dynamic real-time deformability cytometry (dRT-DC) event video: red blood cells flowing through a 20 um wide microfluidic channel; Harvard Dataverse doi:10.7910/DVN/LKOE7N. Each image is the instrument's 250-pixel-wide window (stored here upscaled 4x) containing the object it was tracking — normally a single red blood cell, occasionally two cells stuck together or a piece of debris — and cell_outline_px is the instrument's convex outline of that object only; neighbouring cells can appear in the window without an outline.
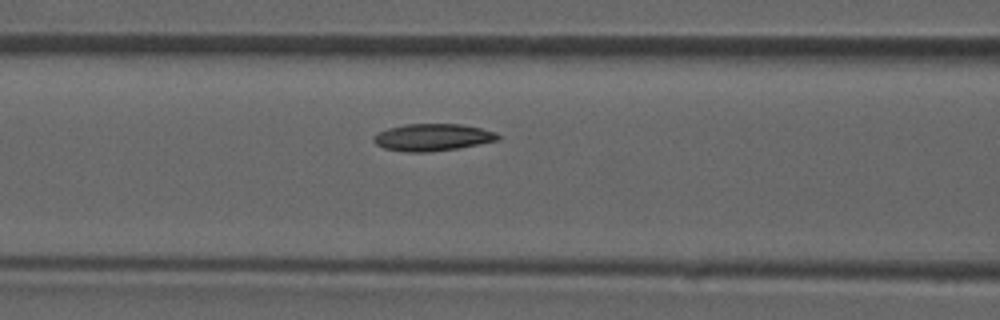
{"species": "common noctule bat (a hibernating species)", "species_latin": "Nyctalus noctula", "temperature_condition": "room temperature", "stored_images_in_passage": 34, "camera_frame_rate_fps": 3000, "um_per_image_px": 0.085, "animal": {"sex": "male", "forearm_length_mm": 52.5}, "frame": {"image": 1, "passage_image": 15, "time_ms": 4.667, "image_size_px": [1000, 320], "cell_outline_px": [[500, 140], [460, 148], [428, 152], [408, 152], [384, 148], [376, 144], [372, 140], [372, 136], [388, 128], [404, 124], [460, 124], [480, 128], [496, 132], [500, 136]], "centroid_in_image_um": [36.78, 11.67], "position_along_channel_um": 129.8, "area_um2": 19.71}}